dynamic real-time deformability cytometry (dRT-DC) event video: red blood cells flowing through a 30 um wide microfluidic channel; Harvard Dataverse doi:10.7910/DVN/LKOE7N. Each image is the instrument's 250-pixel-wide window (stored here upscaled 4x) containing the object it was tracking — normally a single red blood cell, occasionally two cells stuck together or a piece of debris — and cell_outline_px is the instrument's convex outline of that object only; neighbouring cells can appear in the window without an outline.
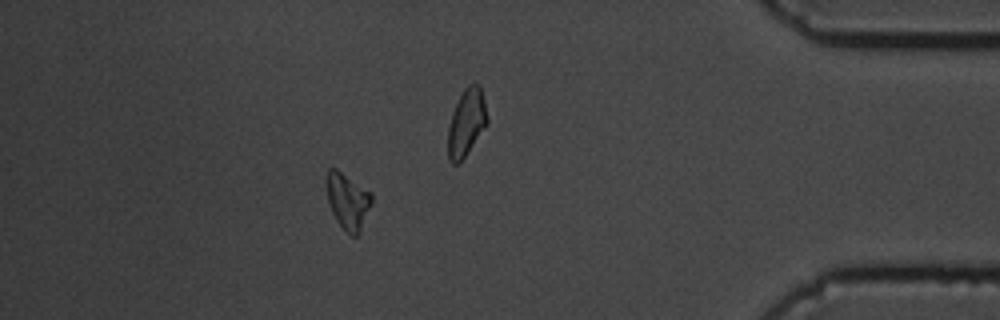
{"species": "common noctule bat (a hibernating species)", "species_latin": "Nyctalus noctula", "temperature_condition": "cold", "stored_images_in_passage": 51, "camera_frame_rate_fps": 3000, "um_per_image_px": 0.085, "animal": {"sex": "male", "body_mass_g": 19.5, "forearm_length_mm": 54.6}, "frame": {"image": 1, "passage_image": 44, "time_ms": 14.333, "image_size_px": [1000, 320], "cell_outline_px": [[372, 204], [360, 232], [356, 236], [352, 236], [336, 220], [332, 212], [328, 200], [324, 180], [328, 168], [336, 168], [372, 192]], "centroid_in_image_um": [29.55, 17.04], "position_along_channel_um": 405.6, "area_um2": 14.97}}